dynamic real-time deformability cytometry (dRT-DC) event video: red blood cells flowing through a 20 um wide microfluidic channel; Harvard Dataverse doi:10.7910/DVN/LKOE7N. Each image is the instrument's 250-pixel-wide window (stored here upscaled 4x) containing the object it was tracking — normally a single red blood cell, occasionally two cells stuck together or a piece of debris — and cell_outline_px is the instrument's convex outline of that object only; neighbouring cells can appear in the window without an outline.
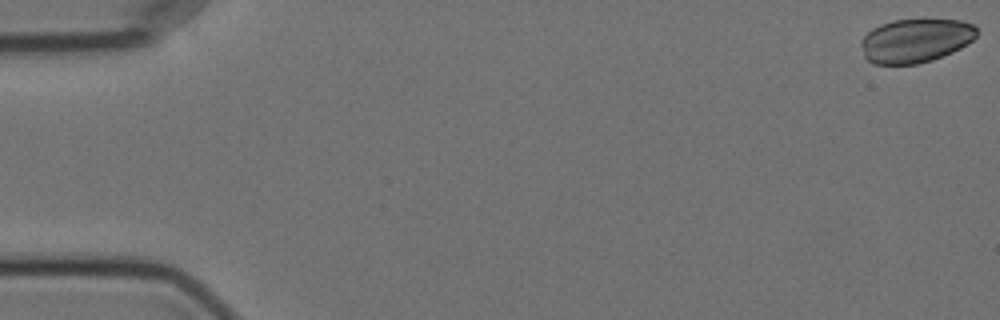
{"species": "Egyptian fruit bat (a non-hibernating species)", "species_latin": "Rousettus aegyptiacus", "temperature_condition": "cold", "stored_images_in_passage": 8, "camera_frame_rate_fps": 3000, "um_per_image_px": 0.085, "animal": {"sex": "female"}, "frame": {"image": 1, "passage_image": 1, "time_ms": 0.0, "image_size_px": [1000, 320], "cell_outline_px": [[976, 36], [972, 40], [960, 48], [952, 52], [932, 60], [916, 64], [872, 64], [864, 56], [860, 44], [860, 40], [872, 28], [880, 24], [892, 20], [924, 16], [960, 20], [976, 24]], "centroid_in_image_um": [77.82, 3.39], "position_along_channel_um": 7.2, "area_um2": 30.58}}